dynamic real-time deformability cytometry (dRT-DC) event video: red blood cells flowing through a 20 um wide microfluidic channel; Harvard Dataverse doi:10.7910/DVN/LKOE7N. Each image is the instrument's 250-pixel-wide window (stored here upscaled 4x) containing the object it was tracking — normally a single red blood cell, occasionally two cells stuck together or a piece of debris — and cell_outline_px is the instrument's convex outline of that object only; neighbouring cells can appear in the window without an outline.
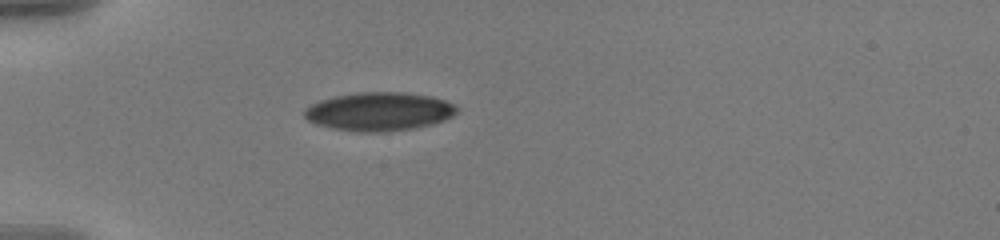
{"species": "human", "species_latin": "Homo sapiens", "temperature_condition": "warm", "stored_images_in_passage": 41, "camera_frame_rate_fps": 3000, "um_per_image_px": 0.085, "donor": {"sex": "male"}, "frame": {"image": 1, "passage_image": 1, "time_ms": 0.0, "image_size_px": [1000, 240], "cell_outline_px": [[460, 108], [452, 116], [444, 120], [432, 124], [412, 128], [384, 132], [360, 132], [332, 128], [316, 124], [308, 120], [304, 116], [304, 108], [320, 100], [332, 96], [356, 92], [400, 92], [428, 96], [444, 100], [456, 104]], "centroid_in_image_um": [32.21, 9.47], "position_along_channel_um": 52.8, "area_um2": 34.28}}
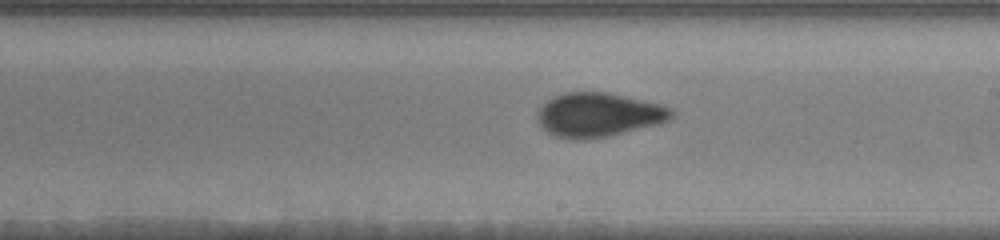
{"frame": {"image": 2, "passage_image": 18, "time_ms": 5.667, "image_size_px": [1000, 240], "cell_outline_px": [[676, 116], [660, 124], [608, 136], [584, 140], [572, 140], [556, 136], [548, 132], [536, 120], [536, 112], [552, 96], [564, 92], [608, 92], [660, 104], [672, 108], [676, 112]], "centroid_in_image_um": [50.89, 9.76], "position_along_channel_um": 238.1, "area_um2": 34.8}}
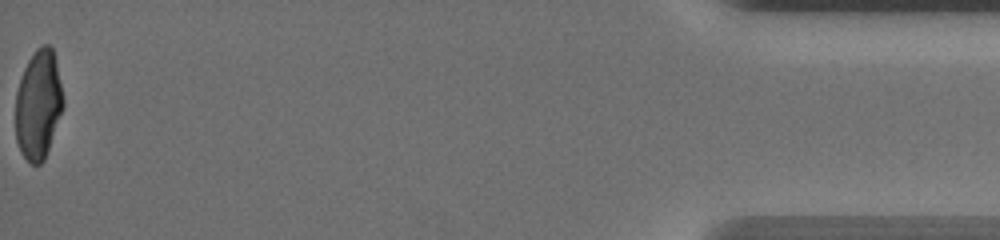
{"frame": {"image": 3, "passage_image": 41, "time_ms": 13.333, "image_size_px": [1000, 240], "cell_outline_px": [[64, 108], [44, 160], [40, 164], [32, 164], [20, 152], [16, 140], [16, 92], [24, 68], [28, 60], [36, 48], [44, 44], [48, 44], [52, 48], [56, 60], [64, 100]], "centroid_in_image_um": [3.27, 8.89], "position_along_channel_um": 431.9, "area_um2": 30.4}, "authors_computed_cell_mechanics": {"area_um2": 33.524, "velocity_mm_per_s": 3.5952, "shape_relaxation_time_tau1_ms": 5.9938, "shape_relaxation_time_tau2_ms": 0.9782, "deformation_change_tau1": 0.1969, "deformation_change_tau2": 0.056}}